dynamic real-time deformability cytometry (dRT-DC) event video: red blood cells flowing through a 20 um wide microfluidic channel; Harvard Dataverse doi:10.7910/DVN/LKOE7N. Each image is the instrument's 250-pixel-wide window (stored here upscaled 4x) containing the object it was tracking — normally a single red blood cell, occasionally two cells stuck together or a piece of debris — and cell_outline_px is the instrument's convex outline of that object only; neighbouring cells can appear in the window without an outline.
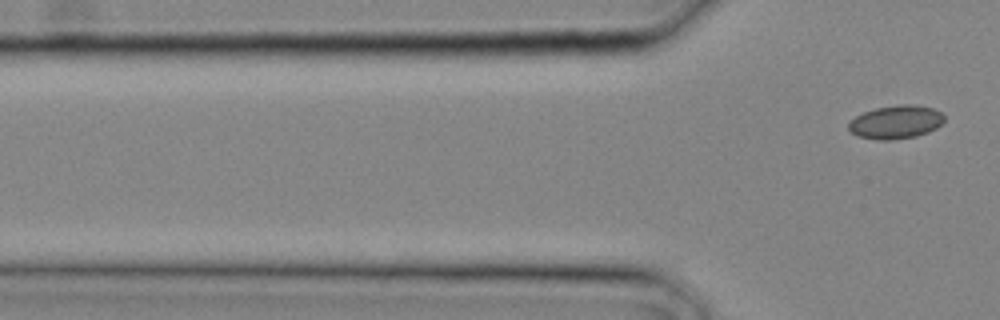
{"species": "common noctule bat (a hibernating species)", "species_latin": "Nyctalus noctula", "temperature_condition": "cold", "stored_images_in_passage": 4, "camera_frame_rate_fps": 3000, "um_per_image_px": 0.085, "animal": {"sex": "male", "body_mass_g": 20.4}, "frame": {"image": 1, "passage_image": 4, "time_ms": 1.0, "image_size_px": [1000, 320], "cell_outline_px": [[944, 120], [936, 128], [928, 132], [916, 136], [892, 140], [880, 140], [856, 136], [848, 128], [848, 124], [856, 116], [864, 112], [876, 108], [900, 104], [912, 104], [932, 108], [940, 112], [944, 116]], "centroid_in_image_um": [76.14, 10.38], "position_along_channel_um": 49.7, "area_um2": 18.5}}